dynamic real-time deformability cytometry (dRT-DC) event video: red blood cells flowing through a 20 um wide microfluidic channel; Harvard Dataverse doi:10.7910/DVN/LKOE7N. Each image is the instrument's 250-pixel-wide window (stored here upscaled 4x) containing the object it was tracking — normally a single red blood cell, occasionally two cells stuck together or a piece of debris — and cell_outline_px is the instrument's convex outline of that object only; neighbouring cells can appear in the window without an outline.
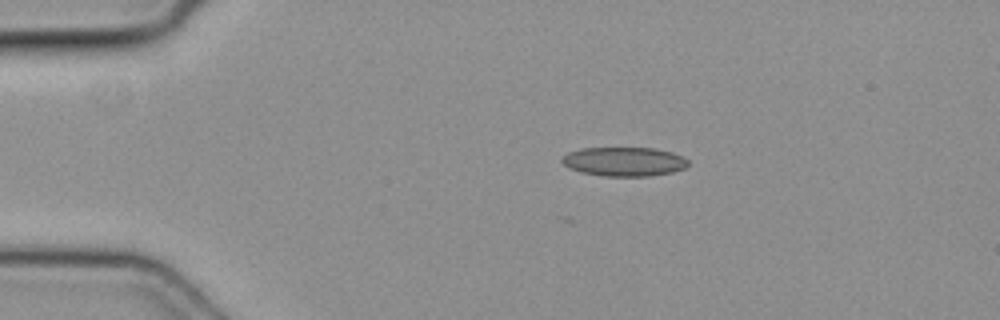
{"species": "common noctule bat (a hibernating species)", "species_latin": "Nyctalus noctula", "temperature_condition": "cold", "stored_images_in_passage": 3, "camera_frame_rate_fps": 3000, "um_per_image_px": 0.085, "animal": {"sex": "female", "body_mass_g": 19.3, "forearm_length_mm": 54.1}, "frame": {"image": 1, "passage_image": 1, "time_ms": 0.0, "image_size_px": [1000, 320], "cell_outline_px": [[688, 164], [684, 168], [672, 172], [648, 176], [604, 176], [580, 172], [564, 164], [560, 160], [568, 152], [584, 148], [656, 148], [672, 152], [688, 160]], "centroid_in_image_um": [53.05, 13.73], "position_along_channel_um": 31.9, "area_um2": 21.21}}